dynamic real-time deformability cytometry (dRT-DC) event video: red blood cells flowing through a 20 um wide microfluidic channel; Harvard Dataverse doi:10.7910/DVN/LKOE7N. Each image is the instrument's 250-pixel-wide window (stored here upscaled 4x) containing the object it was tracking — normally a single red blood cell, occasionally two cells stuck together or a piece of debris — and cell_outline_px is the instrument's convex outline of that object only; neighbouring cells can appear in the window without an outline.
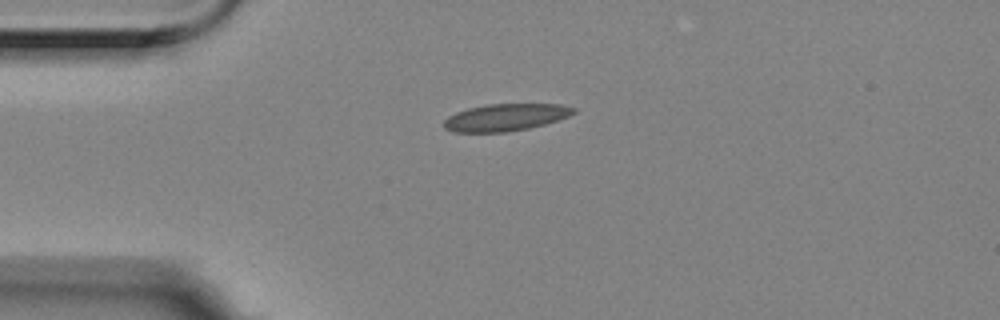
{"species": "Egyptian fruit bat (a non-hibernating species)", "species_latin": "Rousettus aegyptiacus", "temperature_condition": "room temperature", "stored_images_in_passage": 2, "camera_frame_rate_fps": 3000, "um_per_image_px": 0.085, "animal": {"sex": "female"}, "frame": {"image": 1, "passage_image": 1, "time_ms": 0.0, "image_size_px": [1000, 320], "cell_outline_px": [[576, 112], [568, 116], [544, 124], [528, 128], [504, 132], [452, 132], [444, 128], [444, 120], [448, 116], [456, 112], [468, 108], [484, 104], [560, 104], [576, 108]], "centroid_in_image_um": [42.94, 9.97], "position_along_channel_um": 42.1, "area_um2": 20.46}}